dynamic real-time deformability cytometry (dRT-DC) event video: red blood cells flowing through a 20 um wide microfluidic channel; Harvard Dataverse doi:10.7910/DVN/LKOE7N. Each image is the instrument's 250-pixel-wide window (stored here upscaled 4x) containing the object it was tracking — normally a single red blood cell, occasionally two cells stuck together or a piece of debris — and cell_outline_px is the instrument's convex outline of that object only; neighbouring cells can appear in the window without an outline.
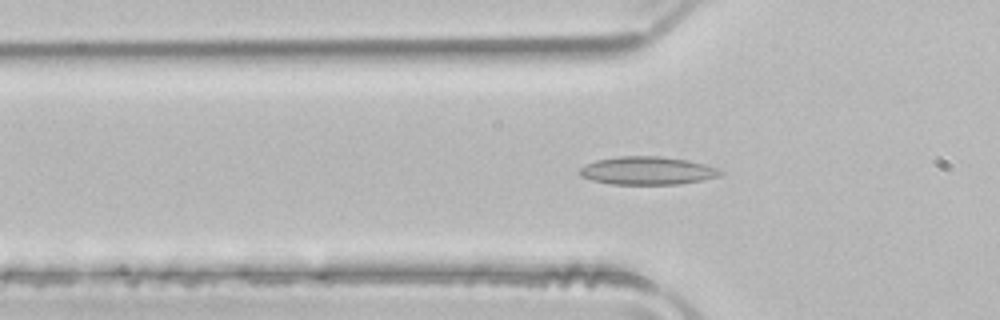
{"species": "common noctule bat (a hibernating species)", "species_latin": "Nyctalus noctula", "temperature_condition": "room temperature", "stored_images_in_passage": 37, "camera_frame_rate_fps": 3000, "um_per_image_px": 0.085, "animal": {"sex": "male", "body_mass_g": 21.5, "forearm_length_mm": 52.0}, "frame": {"image": 1, "passage_image": 2, "time_ms": 0.333, "image_size_px": [1000, 320], "cell_outline_px": [[724, 172], [720, 176], [704, 180], [680, 184], [612, 184], [592, 180], [580, 176], [576, 172], [584, 164], [596, 160], [620, 156], [660, 156], [688, 160], [704, 164], [716, 168]], "centroid_in_image_um": [55.0, 14.51], "position_along_channel_um": 70.8, "area_um2": 23.18}}
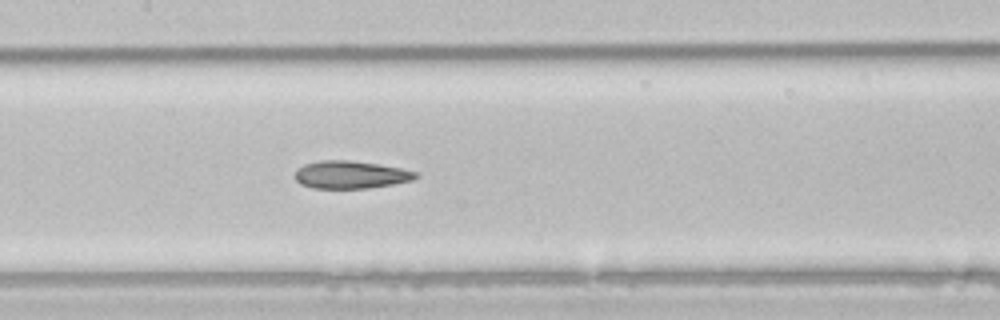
{"frame": {"image": 2, "passage_image": 10, "time_ms": 3.0, "image_size_px": [1000, 320], "cell_outline_px": [[420, 176], [412, 180], [392, 184], [368, 188], [312, 188], [300, 184], [296, 180], [296, 168], [304, 164], [320, 160], [348, 160], [376, 164], [400, 168], [416, 172]], "centroid_in_image_um": [29.77, 14.85], "position_along_channel_um": 177.6, "area_um2": 19.36}}
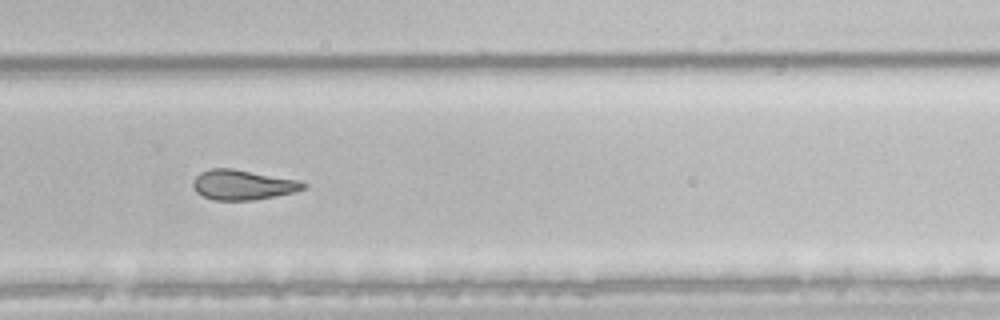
{"frame": {"image": 3, "passage_image": 20, "time_ms": 6.333, "image_size_px": [1000, 320], "cell_outline_px": [[308, 188], [276, 196], [252, 200], [212, 200], [196, 192], [192, 188], [192, 180], [200, 172], [212, 168], [232, 168], [296, 180], [308, 184]], "centroid_in_image_um": [20.59, 15.71], "position_along_channel_um": 309.2, "area_um2": 19.25}, "authors_computed_cell_mechanics": {"area_um2": 20.1144, "velocity_mm_per_s": 3.9675, "shape_relaxation_time_tau1_ms": null, "shape_relaxation_time_tau2_ms": 2.5634, "deformation_change_tau1": null, "deformation_change_tau2": 0.0837}}